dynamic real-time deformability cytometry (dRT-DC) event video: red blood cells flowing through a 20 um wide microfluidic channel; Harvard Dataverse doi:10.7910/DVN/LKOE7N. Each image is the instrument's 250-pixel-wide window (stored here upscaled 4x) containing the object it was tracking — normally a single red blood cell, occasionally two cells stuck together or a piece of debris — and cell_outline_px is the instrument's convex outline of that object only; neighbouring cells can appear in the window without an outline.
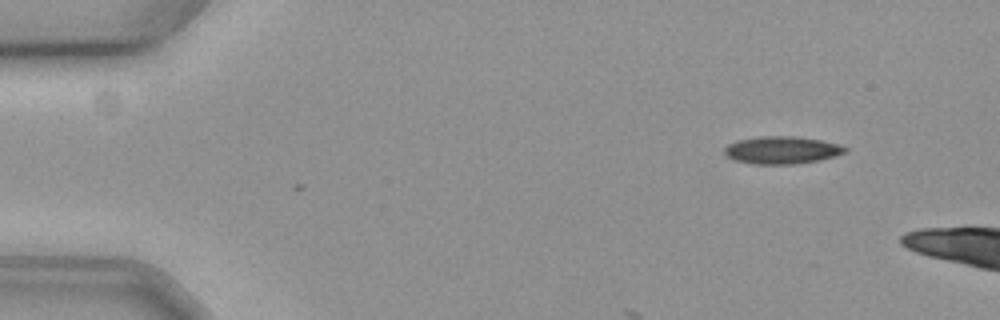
{"species": "common noctule bat (a hibernating species)", "species_latin": "Nyctalus noctula", "temperature_condition": "cold", "stored_images_in_passage": 2, "camera_frame_rate_fps": 3000, "um_per_image_px": 0.085, "animal": {"sex": "female", "body_mass_g": 19.3, "forearm_length_mm": 54.1}, "frame": {"image": 1, "passage_image": 1, "time_ms": 0.0, "image_size_px": [1000, 320], "cell_outline_px": [[848, 152], [816, 160], [796, 164], [752, 164], [736, 160], [728, 156], [724, 152], [724, 148], [728, 144], [736, 140], [760, 136], [796, 136], [820, 140], [836, 144], [848, 148]], "centroid_in_image_um": [66.42, 12.75], "position_along_channel_um": 18.6, "area_um2": 19.19}}